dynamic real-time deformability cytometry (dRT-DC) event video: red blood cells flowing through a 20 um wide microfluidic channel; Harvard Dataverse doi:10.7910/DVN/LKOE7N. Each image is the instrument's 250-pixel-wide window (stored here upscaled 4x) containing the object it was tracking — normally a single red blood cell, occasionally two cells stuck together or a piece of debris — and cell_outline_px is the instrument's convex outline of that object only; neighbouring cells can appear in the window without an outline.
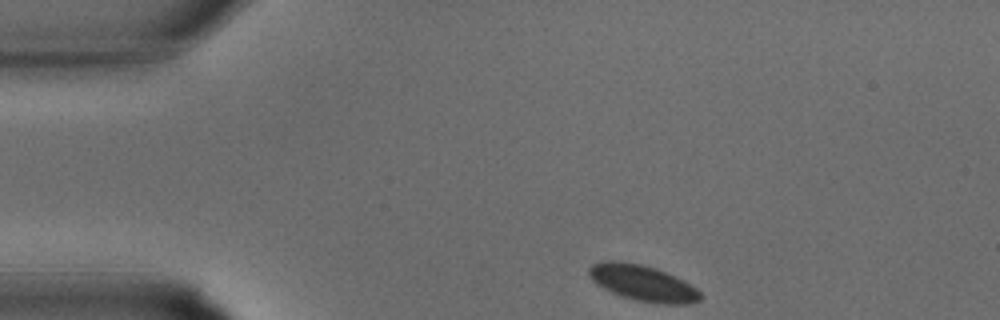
{"species": "common noctule bat (a hibernating species)", "species_latin": "Nyctalus noctula", "temperature_condition": "warm", "stored_images_in_passage": 24, "camera_frame_rate_fps": 3000, "um_per_image_px": 0.085, "animal": {"sex": "male", "body_mass_g": 15.6}, "frame": {"image": 1, "passage_image": 1, "time_ms": 0.0, "image_size_px": [1000, 320], "cell_outline_px": [[700, 300], [688, 304], [656, 304], [636, 300], [612, 292], [596, 284], [588, 276], [588, 268], [592, 264], [608, 260], [620, 260], [640, 264], [656, 268], [684, 280], [696, 288], [700, 292]], "centroid_in_image_um": [54.62, 24.05], "position_along_channel_um": 30.4, "area_um2": 23.35}}
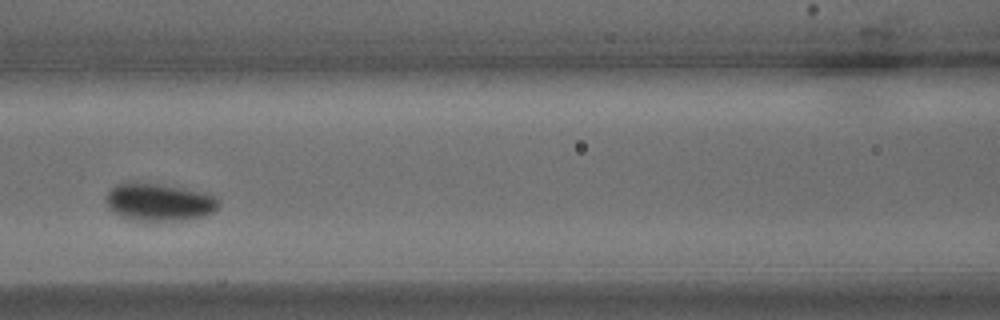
{"frame": {"image": 2, "passage_image": 10, "time_ms": 3.0, "image_size_px": [1000, 320], "cell_outline_px": [[220, 204], [208, 216], [188, 220], [164, 224], [148, 224], [124, 220], [112, 212], [108, 208], [104, 200], [108, 192], [116, 184], [124, 180], [132, 180], [180, 188], [200, 192], [212, 196], [220, 200]], "centroid_in_image_um": [13.42, 17.26], "position_along_channel_um": 153.2, "area_um2": 26.3}}
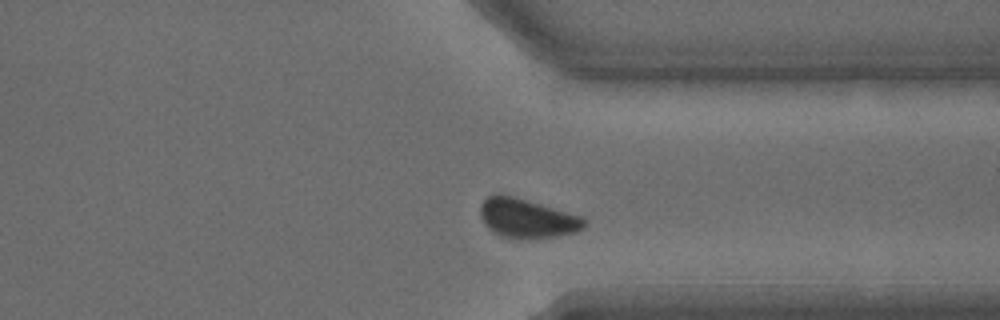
{"frame": {"image": 3, "passage_image": 21, "time_ms": 6.667, "image_size_px": [1000, 320], "cell_outline_px": [[588, 220], [584, 228], [576, 232], [556, 236], [500, 236], [492, 232], [484, 224], [480, 216], [480, 204], [488, 196], [496, 192], [512, 196], [584, 216]], "centroid_in_image_um": [44.8, 18.51], "position_along_channel_um": 366.6, "area_um2": 23.47}}